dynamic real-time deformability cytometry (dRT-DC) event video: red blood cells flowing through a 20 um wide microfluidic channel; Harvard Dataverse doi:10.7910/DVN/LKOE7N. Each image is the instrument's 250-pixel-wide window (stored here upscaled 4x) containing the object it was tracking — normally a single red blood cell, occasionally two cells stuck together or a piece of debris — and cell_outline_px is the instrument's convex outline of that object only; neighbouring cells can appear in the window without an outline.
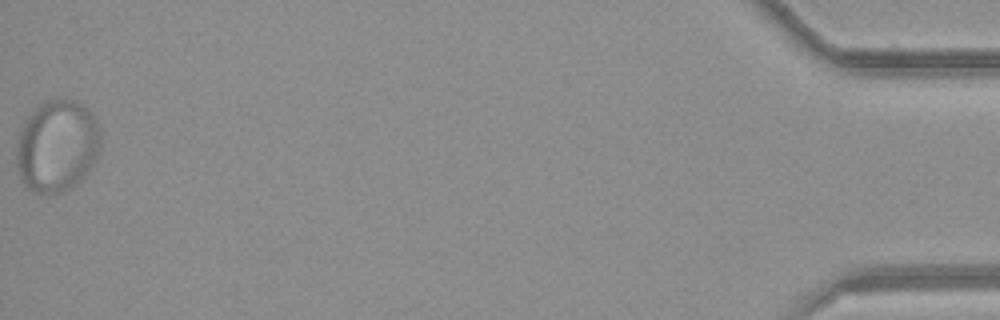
{"species": "common noctule bat (a hibernating species)", "species_latin": "Nyctalus noctula", "temperature_condition": "room temperature", "stored_images_in_passage": 12, "camera_frame_rate_fps": 3000, "um_per_image_px": 0.085, "animal": {"sex": "female", "body_mass_g": 21.9}, "frame": {"image": 1, "passage_image": 12, "time_ms": 14.333, "image_size_px": [1000, 320], "cell_outline_px": [[100, 148], [96, 160], [84, 176], [72, 188], [64, 192], [48, 196], [36, 192], [28, 188], [20, 180], [16, 164], [16, 148], [20, 132], [24, 120], [44, 100], [76, 100], [84, 104], [96, 116], [100, 124]], "centroid_in_image_um": [4.87, 12.42], "position_along_channel_um": 430.3, "area_um2": 46.01}}